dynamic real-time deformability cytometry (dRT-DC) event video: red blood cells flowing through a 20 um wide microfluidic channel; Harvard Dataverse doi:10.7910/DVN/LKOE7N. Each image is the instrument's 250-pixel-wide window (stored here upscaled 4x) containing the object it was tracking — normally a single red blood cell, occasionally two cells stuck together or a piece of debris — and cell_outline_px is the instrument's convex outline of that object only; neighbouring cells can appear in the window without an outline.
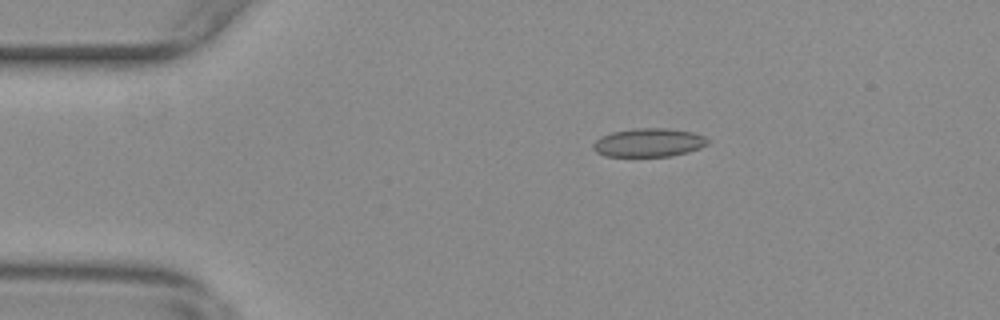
{"species": "common noctule bat (a hibernating species)", "species_latin": "Nyctalus noctula", "temperature_condition": "warm", "stored_images_in_passage": 41, "camera_frame_rate_fps": 3000, "um_per_image_px": 0.085, "animal": {"sex": "female", "body_mass_g": 29.2, "forearm_length_mm": 56.3}, "frame": {"image": 1, "passage_image": 1, "time_ms": 0.0, "image_size_px": [1000, 320], "cell_outline_px": [[708, 144], [700, 148], [688, 152], [672, 156], [604, 156], [596, 152], [592, 148], [592, 144], [600, 136], [612, 132], [636, 128], [668, 128], [692, 132], [704, 136], [708, 140]], "centroid_in_image_um": [55.12, 12.12], "position_along_channel_um": 29.9, "area_um2": 19.13}}
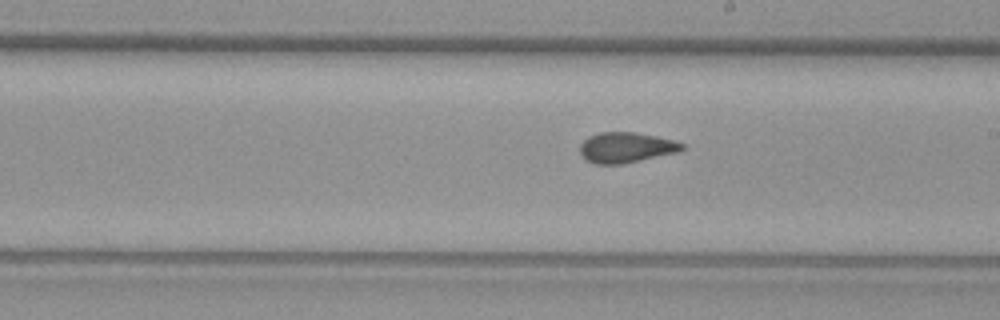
{"frame": {"image": 2, "passage_image": 22, "time_ms": 7.0, "image_size_px": [1000, 320], "cell_outline_px": [[684, 148], [680, 152], [624, 164], [592, 164], [584, 160], [580, 152], [580, 144], [588, 136], [600, 132], [632, 132], [656, 136], [672, 140], [684, 144]], "centroid_in_image_um": [53.19, 12.55], "position_along_channel_um": 235.8, "area_um2": 18.32}}
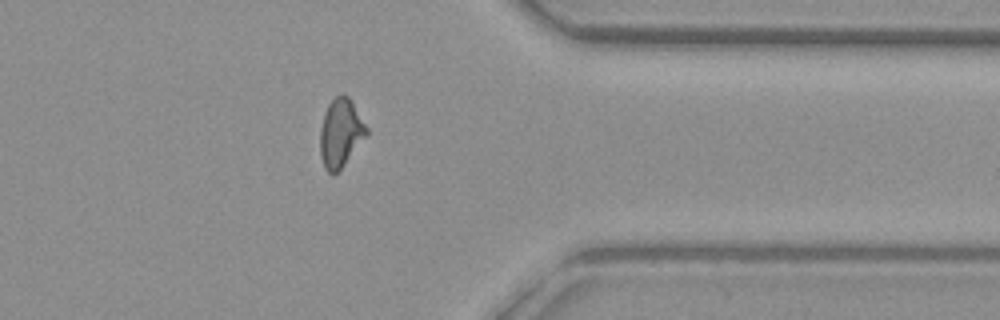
{"frame": {"image": 3, "passage_image": 35, "time_ms": 11.333, "image_size_px": [1000, 320], "cell_outline_px": [[368, 132], [344, 164], [336, 172], [328, 172], [324, 168], [320, 156], [320, 128], [324, 112], [328, 104], [340, 92], [348, 96], [352, 100], [368, 128]], "centroid_in_image_um": [28.93, 11.24], "position_along_channel_um": 382.5, "area_um2": 18.38}, "authors_computed_cell_mechanics": {"area_um2": 18.3226, "velocity_mm_per_s": 3.6786, "shape_relaxation_time_tau1_ms": null, "shape_relaxation_time_tau2_ms": 1.5113, "deformation_change_tau1": null, "deformation_change_tau2": 0.0718}}